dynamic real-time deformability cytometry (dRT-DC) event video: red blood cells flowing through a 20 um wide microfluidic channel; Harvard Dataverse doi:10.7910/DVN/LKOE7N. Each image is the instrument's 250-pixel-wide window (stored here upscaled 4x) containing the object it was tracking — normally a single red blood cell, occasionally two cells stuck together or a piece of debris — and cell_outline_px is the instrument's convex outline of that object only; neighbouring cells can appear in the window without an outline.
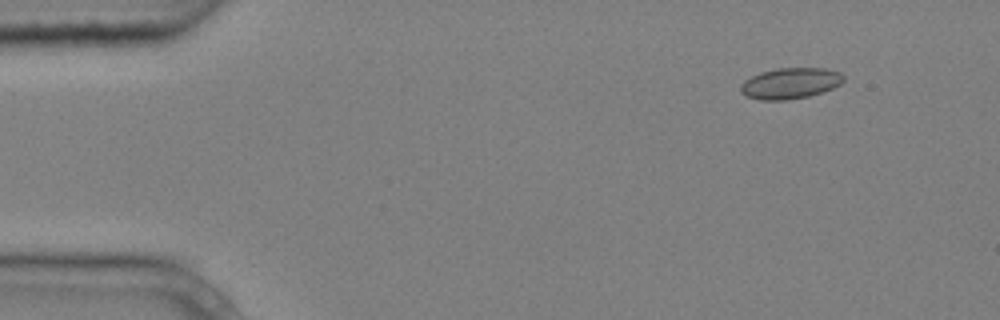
{"species": "common noctule bat (a hibernating species)", "species_latin": "Nyctalus noctula", "temperature_condition": "cold", "stored_images_in_passage": 6, "segment_of_instrument_passage": [1, 2], "camera_frame_rate_fps": 3000, "um_per_image_px": 0.085, "animal": {"sex": "male", "body_mass_g": 20.4}, "frame": {"image": 1, "passage_image": 2, "time_ms": 0.333, "image_size_px": [1000, 320], "cell_outline_px": [[844, 80], [840, 84], [832, 88], [808, 96], [788, 100], [760, 100], [748, 96], [740, 92], [740, 84], [744, 80], [760, 72], [776, 68], [824, 68], [840, 72], [844, 76]], "centroid_in_image_um": [67.15, 7.07], "position_along_channel_um": 17.8, "area_um2": 18.55}}
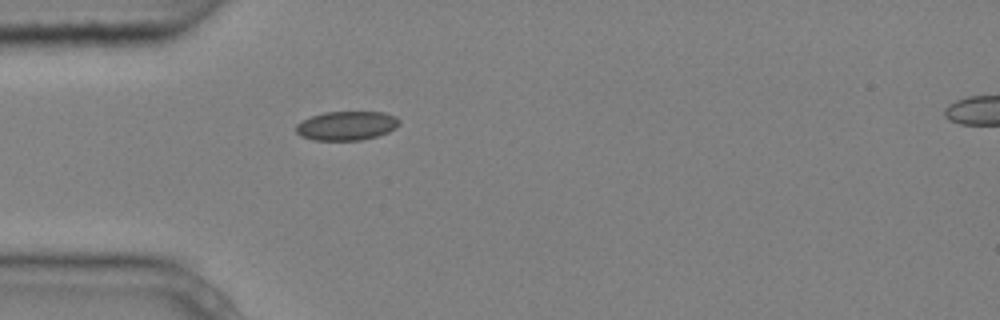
{"frame": {"image": 2, "passage_image": 5, "time_ms": 1.333, "image_size_px": [1000, 320], "cell_outline_px": [[400, 124], [396, 128], [388, 132], [376, 136], [360, 140], [312, 140], [300, 136], [296, 132], [296, 124], [312, 116], [324, 112], [384, 112], [396, 116], [400, 120]], "centroid_in_image_um": [29.47, 10.68], "position_along_channel_um": 55.5, "area_um2": 17.51}}